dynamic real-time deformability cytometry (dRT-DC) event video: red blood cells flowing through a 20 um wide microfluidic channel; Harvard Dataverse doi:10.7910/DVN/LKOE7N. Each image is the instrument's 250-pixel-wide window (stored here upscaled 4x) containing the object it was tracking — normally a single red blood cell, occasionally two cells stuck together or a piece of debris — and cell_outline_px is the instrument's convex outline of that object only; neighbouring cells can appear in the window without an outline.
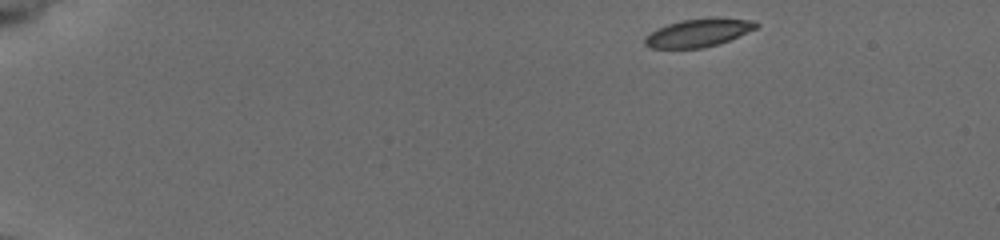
{"species": "common noctule bat (a hibernating species)", "species_latin": "Nyctalus noctula", "temperature_condition": "cold", "stored_images_in_passage": 49, "camera_frame_rate_fps": 3000, "um_per_image_px": 0.085, "animal": {"sex": "female", "body_mass_g": 19.5, "forearm_length_mm": 54.1}, "frame": {"image": 1, "passage_image": 1, "time_ms": 0.0, "image_size_px": [1000, 240], "cell_outline_px": [[760, 24], [756, 28], [728, 40], [716, 44], [700, 48], [652, 48], [644, 44], [644, 36], [656, 28], [680, 20], [716, 16], [720, 16], [756, 20]], "centroid_in_image_um": [59.37, 2.74], "position_along_channel_um": 25.6, "area_um2": 18.5}}
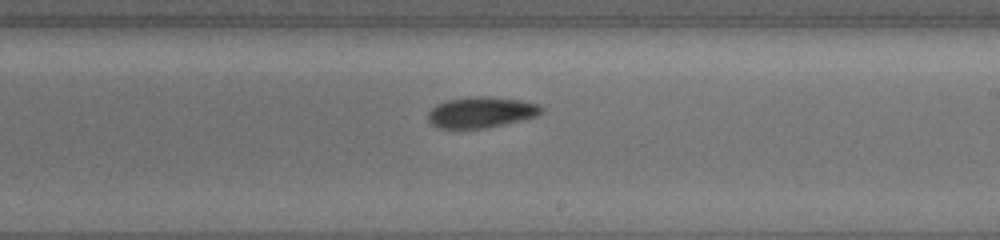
{"frame": {"image": 2, "passage_image": 28, "time_ms": 9.0, "image_size_px": [1000, 240], "cell_outline_px": [[544, 112], [536, 116], [504, 124], [484, 128], [456, 132], [436, 128], [428, 120], [428, 112], [436, 104], [444, 100], [476, 96], [484, 96], [520, 100], [540, 104], [544, 108]], "centroid_in_image_um": [40.83, 9.58], "position_along_channel_um": 248.2, "area_um2": 21.15}}
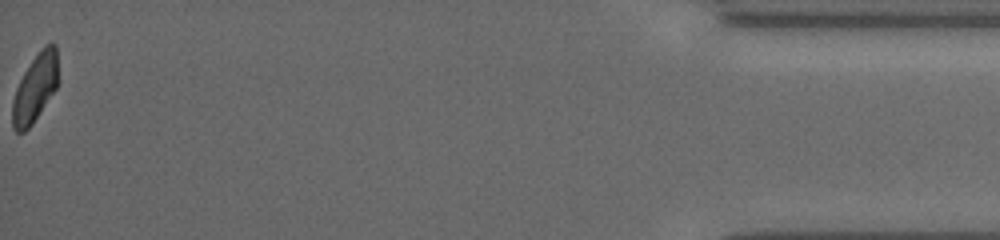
{"frame": {"image": 3, "passage_image": 49, "time_ms": 16.0, "image_size_px": [1000, 240], "cell_outline_px": [[56, 88], [32, 124], [24, 132], [16, 132], [12, 128], [12, 100], [16, 88], [24, 72], [32, 60], [44, 44], [52, 40], [56, 44]], "centroid_in_image_um": [2.95, 7.47], "position_along_channel_um": 432.2, "area_um2": 17.86}, "authors_computed_cell_mechanics": {"area_um2": 20.0566, "velocity_mm_per_s": 3.7549, "shape_relaxation_time_tau1_ms": 3.1596, "shape_relaxation_time_tau2_ms": 7.2794, "deformation_change_tau1": 0.1313, "deformation_change_tau2": 0.1225}}